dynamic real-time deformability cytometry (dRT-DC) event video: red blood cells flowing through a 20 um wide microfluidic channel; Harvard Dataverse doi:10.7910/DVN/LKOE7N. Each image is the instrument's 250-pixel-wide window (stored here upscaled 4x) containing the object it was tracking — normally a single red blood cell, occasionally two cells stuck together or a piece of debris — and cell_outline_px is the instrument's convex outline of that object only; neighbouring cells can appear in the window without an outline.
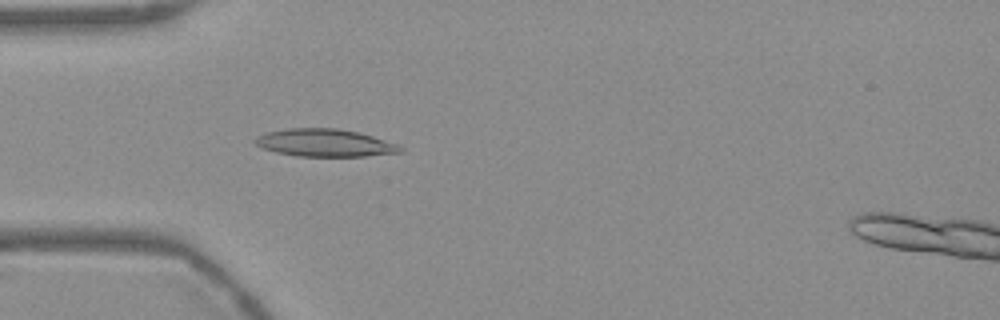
{"species": "Egyptian fruit bat (a non-hibernating species)", "species_latin": "Rousettus aegyptiacus", "temperature_condition": "warm", "stored_images_in_passage": 54, "camera_frame_rate_fps": 3000, "um_per_image_px": 0.085, "frame": {"image": 1, "passage_image": 16, "time_ms": 5.0, "image_size_px": [1000, 320], "cell_outline_px": [[404, 152], [364, 156], [296, 156], [276, 152], [264, 148], [256, 144], [252, 140], [256, 136], [268, 132], [288, 128], [336, 128], [360, 132], [400, 144], [404, 148]], "centroid_in_image_um": [27.66, 12.14], "position_along_channel_um": 57.3, "area_um2": 23.52}}
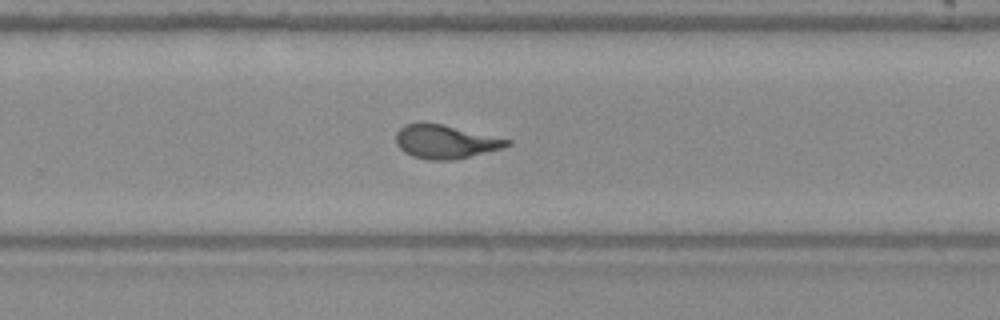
{"frame": {"image": 2, "passage_image": 35, "time_ms": 11.333, "image_size_px": [1000, 320], "cell_outline_px": [[512, 144], [504, 148], [452, 160], [428, 160], [412, 156], [404, 152], [396, 144], [396, 132], [404, 124], [444, 124], [512, 140]], "centroid_in_image_um": [37.88, 12.05], "position_along_channel_um": 291.9, "area_um2": 21.68}}
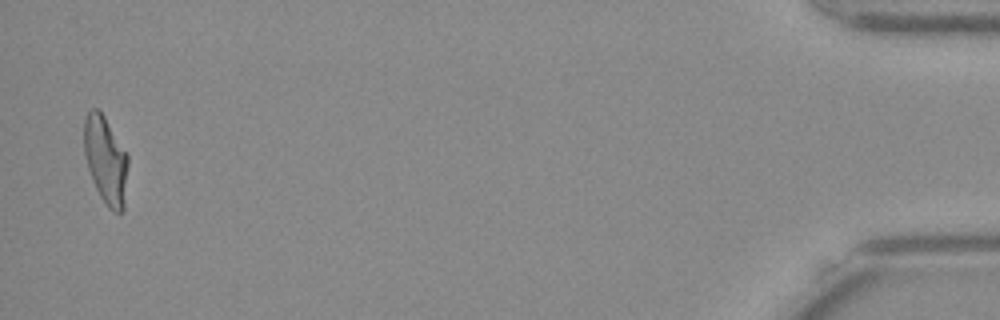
{"frame": {"image": 3, "passage_image": 53, "time_ms": 17.333, "image_size_px": [1000, 320], "cell_outline_px": [[128, 164], [124, 212], [112, 212], [108, 208], [100, 196], [96, 188], [88, 168], [84, 152], [84, 120], [88, 112], [92, 108], [96, 108], [104, 116], [128, 156]], "centroid_in_image_um": [8.99, 13.65], "position_along_channel_um": 426.2, "area_um2": 22.31}, "authors_computed_cell_mechanics": {"area_um2": 22.0796, "velocity_mm_per_s": 3.752, "shape_relaxation_time_tau1_ms": 8.7526, "shape_relaxation_time_tau2_ms": 0.9152, "deformation_change_tau1": 0.2618, "deformation_change_tau2": 0.0859}}